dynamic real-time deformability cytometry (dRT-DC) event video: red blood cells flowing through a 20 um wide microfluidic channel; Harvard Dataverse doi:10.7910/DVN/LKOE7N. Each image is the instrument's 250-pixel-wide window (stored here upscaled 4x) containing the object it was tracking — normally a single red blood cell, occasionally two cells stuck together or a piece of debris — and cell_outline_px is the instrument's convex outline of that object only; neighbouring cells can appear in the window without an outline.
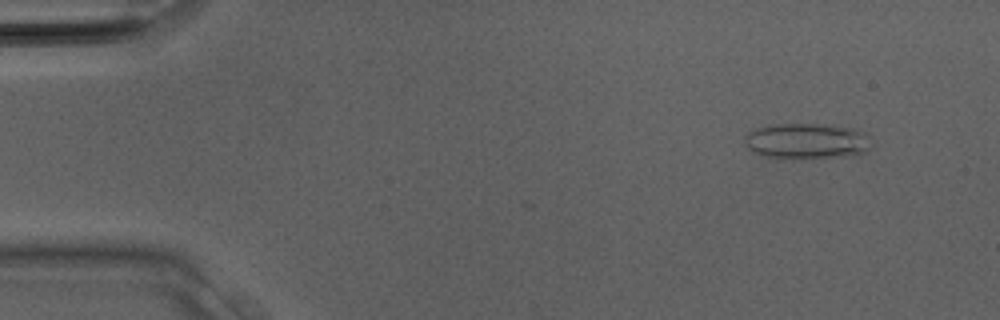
{"species": "Egyptian fruit bat (a non-hibernating species)", "species_latin": "Rousettus aegyptiacus", "temperature_condition": "room temperature", "stored_images_in_passage": 6, "camera_frame_rate_fps": 3000, "um_per_image_px": 0.085, "animal": {"sex": "male"}, "frame": {"image": 1, "passage_image": 3, "time_ms": 0.667, "image_size_px": [1000, 320], "cell_outline_px": [[868, 148], [860, 156], [764, 156], [748, 148], [744, 144], [744, 136], [748, 132], [756, 128], [776, 124], [832, 124], [852, 128], [864, 132]], "centroid_in_image_um": [68.54, 11.95], "position_along_channel_um": 16.5, "area_um2": 25.49}}